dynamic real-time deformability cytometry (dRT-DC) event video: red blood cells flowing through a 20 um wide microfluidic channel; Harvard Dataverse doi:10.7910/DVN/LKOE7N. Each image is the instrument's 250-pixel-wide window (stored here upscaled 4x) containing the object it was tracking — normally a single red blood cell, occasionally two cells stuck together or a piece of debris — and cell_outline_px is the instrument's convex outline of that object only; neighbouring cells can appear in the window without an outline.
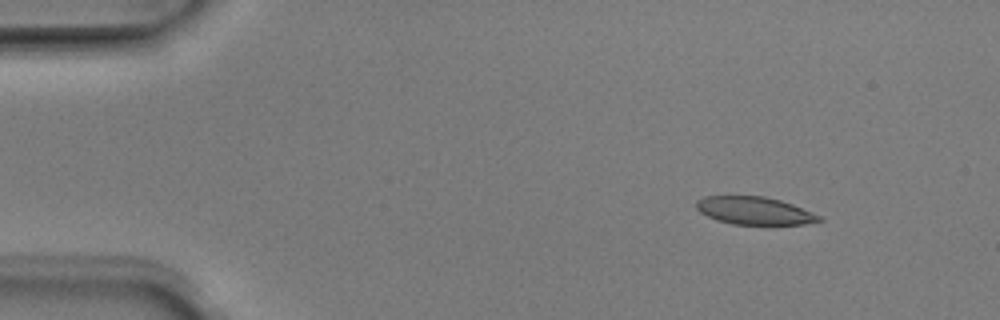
{"species": "Egyptian fruit bat (a non-hibernating species)", "species_latin": "Rousettus aegyptiacus", "temperature_condition": "room temperature", "stored_images_in_passage": 3, "camera_frame_rate_fps": 3000, "um_per_image_px": 0.085, "animal": {"sex": "male"}, "frame": {"image": 1, "passage_image": 1, "time_ms": 0.0, "image_size_px": [1000, 320], "cell_outline_px": [[824, 220], [804, 224], [768, 228], [732, 224], [716, 220], [700, 212], [696, 208], [696, 200], [704, 196], [764, 196], [780, 200], [792, 204], [820, 216]], "centroid_in_image_um": [64.15, 17.97], "position_along_channel_um": 20.9, "area_um2": 20.75}}